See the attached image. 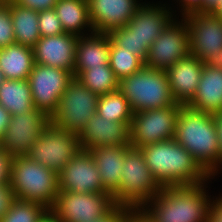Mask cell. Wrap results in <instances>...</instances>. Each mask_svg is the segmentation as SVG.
Returning a JSON list of instances; mask_svg holds the SVG:
<instances>
[{"mask_svg":"<svg viewBox=\"0 0 222 222\" xmlns=\"http://www.w3.org/2000/svg\"><path fill=\"white\" fill-rule=\"evenodd\" d=\"M139 150L161 187L198 185L211 177L174 138L149 144Z\"/></svg>","mask_w":222,"mask_h":222,"instance_id":"6da1fadb","label":"cell"},{"mask_svg":"<svg viewBox=\"0 0 222 222\" xmlns=\"http://www.w3.org/2000/svg\"><path fill=\"white\" fill-rule=\"evenodd\" d=\"M174 139L210 176L218 171L219 141L212 114L181 105Z\"/></svg>","mask_w":222,"mask_h":222,"instance_id":"7a4b0ae2","label":"cell"},{"mask_svg":"<svg viewBox=\"0 0 222 222\" xmlns=\"http://www.w3.org/2000/svg\"><path fill=\"white\" fill-rule=\"evenodd\" d=\"M202 187L203 183L162 187L149 201L154 207L141 209L154 222H207L211 202Z\"/></svg>","mask_w":222,"mask_h":222,"instance_id":"3957f363","label":"cell"},{"mask_svg":"<svg viewBox=\"0 0 222 222\" xmlns=\"http://www.w3.org/2000/svg\"><path fill=\"white\" fill-rule=\"evenodd\" d=\"M9 185L16 199L37 202L48 209L53 207L59 193L58 173L26 155L12 158Z\"/></svg>","mask_w":222,"mask_h":222,"instance_id":"277c9868","label":"cell"},{"mask_svg":"<svg viewBox=\"0 0 222 222\" xmlns=\"http://www.w3.org/2000/svg\"><path fill=\"white\" fill-rule=\"evenodd\" d=\"M170 13L164 7L140 5L126 26L115 28L108 34L119 47L145 62L150 45L172 20Z\"/></svg>","mask_w":222,"mask_h":222,"instance_id":"5b68a950","label":"cell"},{"mask_svg":"<svg viewBox=\"0 0 222 222\" xmlns=\"http://www.w3.org/2000/svg\"><path fill=\"white\" fill-rule=\"evenodd\" d=\"M119 91L129 102L133 113L177 104L170 90L167 72L146 65L121 78Z\"/></svg>","mask_w":222,"mask_h":222,"instance_id":"8992f818","label":"cell"},{"mask_svg":"<svg viewBox=\"0 0 222 222\" xmlns=\"http://www.w3.org/2000/svg\"><path fill=\"white\" fill-rule=\"evenodd\" d=\"M123 165L119 188L112 194L115 204L128 209L145 208L162 187L153 177L139 149L132 147L126 153Z\"/></svg>","mask_w":222,"mask_h":222,"instance_id":"52a82bcc","label":"cell"},{"mask_svg":"<svg viewBox=\"0 0 222 222\" xmlns=\"http://www.w3.org/2000/svg\"><path fill=\"white\" fill-rule=\"evenodd\" d=\"M99 95L85 87L76 77L68 83L61 95L50 123L61 130L80 133L96 113Z\"/></svg>","mask_w":222,"mask_h":222,"instance_id":"ba28073f","label":"cell"},{"mask_svg":"<svg viewBox=\"0 0 222 222\" xmlns=\"http://www.w3.org/2000/svg\"><path fill=\"white\" fill-rule=\"evenodd\" d=\"M116 206L110 193L59 191L50 211L59 222H93L106 217Z\"/></svg>","mask_w":222,"mask_h":222,"instance_id":"9c48e42d","label":"cell"},{"mask_svg":"<svg viewBox=\"0 0 222 222\" xmlns=\"http://www.w3.org/2000/svg\"><path fill=\"white\" fill-rule=\"evenodd\" d=\"M80 149L78 133L49 123L26 156L59 173Z\"/></svg>","mask_w":222,"mask_h":222,"instance_id":"30bf717a","label":"cell"},{"mask_svg":"<svg viewBox=\"0 0 222 222\" xmlns=\"http://www.w3.org/2000/svg\"><path fill=\"white\" fill-rule=\"evenodd\" d=\"M181 104L150 109L133 114L130 146L140 149L149 144L173 139Z\"/></svg>","mask_w":222,"mask_h":222,"instance_id":"8fae6325","label":"cell"},{"mask_svg":"<svg viewBox=\"0 0 222 222\" xmlns=\"http://www.w3.org/2000/svg\"><path fill=\"white\" fill-rule=\"evenodd\" d=\"M73 77L65 69L35 63L28 78L34 107L51 118Z\"/></svg>","mask_w":222,"mask_h":222,"instance_id":"7c38bea8","label":"cell"},{"mask_svg":"<svg viewBox=\"0 0 222 222\" xmlns=\"http://www.w3.org/2000/svg\"><path fill=\"white\" fill-rule=\"evenodd\" d=\"M49 123L50 118L36 107L11 116L0 142L1 149L12 158L27 155Z\"/></svg>","mask_w":222,"mask_h":222,"instance_id":"4fadbf2b","label":"cell"},{"mask_svg":"<svg viewBox=\"0 0 222 222\" xmlns=\"http://www.w3.org/2000/svg\"><path fill=\"white\" fill-rule=\"evenodd\" d=\"M189 53L187 21L184 18V24H178L171 20L150 45L145 65L166 71Z\"/></svg>","mask_w":222,"mask_h":222,"instance_id":"5bb4252c","label":"cell"},{"mask_svg":"<svg viewBox=\"0 0 222 222\" xmlns=\"http://www.w3.org/2000/svg\"><path fill=\"white\" fill-rule=\"evenodd\" d=\"M183 16L189 31L190 54L204 62L222 49V18L199 12Z\"/></svg>","mask_w":222,"mask_h":222,"instance_id":"9a60e30c","label":"cell"},{"mask_svg":"<svg viewBox=\"0 0 222 222\" xmlns=\"http://www.w3.org/2000/svg\"><path fill=\"white\" fill-rule=\"evenodd\" d=\"M59 191L101 193L103 182L91 153L80 149L58 173Z\"/></svg>","mask_w":222,"mask_h":222,"instance_id":"2e32d148","label":"cell"},{"mask_svg":"<svg viewBox=\"0 0 222 222\" xmlns=\"http://www.w3.org/2000/svg\"><path fill=\"white\" fill-rule=\"evenodd\" d=\"M78 37L71 33L41 37L33 47L35 63L74 74Z\"/></svg>","mask_w":222,"mask_h":222,"instance_id":"e0dca14e","label":"cell"},{"mask_svg":"<svg viewBox=\"0 0 222 222\" xmlns=\"http://www.w3.org/2000/svg\"><path fill=\"white\" fill-rule=\"evenodd\" d=\"M131 123L111 122L95 113L78 134L82 150L99 146L130 145Z\"/></svg>","mask_w":222,"mask_h":222,"instance_id":"ac0fdd59","label":"cell"},{"mask_svg":"<svg viewBox=\"0 0 222 222\" xmlns=\"http://www.w3.org/2000/svg\"><path fill=\"white\" fill-rule=\"evenodd\" d=\"M92 29L97 33L126 26L141 5L136 0H88Z\"/></svg>","mask_w":222,"mask_h":222,"instance_id":"d6986e66","label":"cell"},{"mask_svg":"<svg viewBox=\"0 0 222 222\" xmlns=\"http://www.w3.org/2000/svg\"><path fill=\"white\" fill-rule=\"evenodd\" d=\"M203 65L200 59L189 53L166 70L170 90L177 103L187 105L192 100L198 88Z\"/></svg>","mask_w":222,"mask_h":222,"instance_id":"ffe728a7","label":"cell"},{"mask_svg":"<svg viewBox=\"0 0 222 222\" xmlns=\"http://www.w3.org/2000/svg\"><path fill=\"white\" fill-rule=\"evenodd\" d=\"M130 145L99 146L89 150L96 162L103 182V193L111 195L119 188L122 167Z\"/></svg>","mask_w":222,"mask_h":222,"instance_id":"44dd1931","label":"cell"},{"mask_svg":"<svg viewBox=\"0 0 222 222\" xmlns=\"http://www.w3.org/2000/svg\"><path fill=\"white\" fill-rule=\"evenodd\" d=\"M92 36L78 37L73 76L90 67L109 66L111 38L108 33L92 32Z\"/></svg>","mask_w":222,"mask_h":222,"instance_id":"7402d4cb","label":"cell"},{"mask_svg":"<svg viewBox=\"0 0 222 222\" xmlns=\"http://www.w3.org/2000/svg\"><path fill=\"white\" fill-rule=\"evenodd\" d=\"M187 106L209 114L222 112V69L203 65L197 91Z\"/></svg>","mask_w":222,"mask_h":222,"instance_id":"603a6c76","label":"cell"},{"mask_svg":"<svg viewBox=\"0 0 222 222\" xmlns=\"http://www.w3.org/2000/svg\"><path fill=\"white\" fill-rule=\"evenodd\" d=\"M34 65L33 48L17 43L0 48V70L5 79L28 80Z\"/></svg>","mask_w":222,"mask_h":222,"instance_id":"cb8c5ba5","label":"cell"},{"mask_svg":"<svg viewBox=\"0 0 222 222\" xmlns=\"http://www.w3.org/2000/svg\"><path fill=\"white\" fill-rule=\"evenodd\" d=\"M9 4L15 42L33 48L41 38L38 27V11L6 0Z\"/></svg>","mask_w":222,"mask_h":222,"instance_id":"d4e9b609","label":"cell"},{"mask_svg":"<svg viewBox=\"0 0 222 222\" xmlns=\"http://www.w3.org/2000/svg\"><path fill=\"white\" fill-rule=\"evenodd\" d=\"M65 33L81 36L85 26L91 28L88 0H58L54 6Z\"/></svg>","mask_w":222,"mask_h":222,"instance_id":"484cf974","label":"cell"},{"mask_svg":"<svg viewBox=\"0 0 222 222\" xmlns=\"http://www.w3.org/2000/svg\"><path fill=\"white\" fill-rule=\"evenodd\" d=\"M0 104L11 116L32 109L34 105L29 81L5 79L0 84Z\"/></svg>","mask_w":222,"mask_h":222,"instance_id":"4316f807","label":"cell"},{"mask_svg":"<svg viewBox=\"0 0 222 222\" xmlns=\"http://www.w3.org/2000/svg\"><path fill=\"white\" fill-rule=\"evenodd\" d=\"M96 113L108 121L119 123H131L134 114L119 90L99 95Z\"/></svg>","mask_w":222,"mask_h":222,"instance_id":"83f0119b","label":"cell"},{"mask_svg":"<svg viewBox=\"0 0 222 222\" xmlns=\"http://www.w3.org/2000/svg\"><path fill=\"white\" fill-rule=\"evenodd\" d=\"M76 78L98 95L119 90V79L110 66L90 67L80 72Z\"/></svg>","mask_w":222,"mask_h":222,"instance_id":"f1b7e54d","label":"cell"},{"mask_svg":"<svg viewBox=\"0 0 222 222\" xmlns=\"http://www.w3.org/2000/svg\"><path fill=\"white\" fill-rule=\"evenodd\" d=\"M144 65L145 62L140 57L119 47L111 39L109 66L119 80L139 71Z\"/></svg>","mask_w":222,"mask_h":222,"instance_id":"f546056e","label":"cell"},{"mask_svg":"<svg viewBox=\"0 0 222 222\" xmlns=\"http://www.w3.org/2000/svg\"><path fill=\"white\" fill-rule=\"evenodd\" d=\"M49 210L37 202L16 199L0 222H39Z\"/></svg>","mask_w":222,"mask_h":222,"instance_id":"4dcf8cb0","label":"cell"},{"mask_svg":"<svg viewBox=\"0 0 222 222\" xmlns=\"http://www.w3.org/2000/svg\"><path fill=\"white\" fill-rule=\"evenodd\" d=\"M38 27L41 37L55 36L65 33L54 8L38 12Z\"/></svg>","mask_w":222,"mask_h":222,"instance_id":"1f68e13d","label":"cell"},{"mask_svg":"<svg viewBox=\"0 0 222 222\" xmlns=\"http://www.w3.org/2000/svg\"><path fill=\"white\" fill-rule=\"evenodd\" d=\"M15 43L9 4L5 2L0 6V48Z\"/></svg>","mask_w":222,"mask_h":222,"instance_id":"d6a6232c","label":"cell"},{"mask_svg":"<svg viewBox=\"0 0 222 222\" xmlns=\"http://www.w3.org/2000/svg\"><path fill=\"white\" fill-rule=\"evenodd\" d=\"M16 200L13 190L8 184H0V220L8 212Z\"/></svg>","mask_w":222,"mask_h":222,"instance_id":"836d02e7","label":"cell"},{"mask_svg":"<svg viewBox=\"0 0 222 222\" xmlns=\"http://www.w3.org/2000/svg\"><path fill=\"white\" fill-rule=\"evenodd\" d=\"M16 4L35 11L53 9L58 0H13Z\"/></svg>","mask_w":222,"mask_h":222,"instance_id":"e575fe53","label":"cell"},{"mask_svg":"<svg viewBox=\"0 0 222 222\" xmlns=\"http://www.w3.org/2000/svg\"><path fill=\"white\" fill-rule=\"evenodd\" d=\"M93 222H129L128 208L116 206L106 217Z\"/></svg>","mask_w":222,"mask_h":222,"instance_id":"d590c367","label":"cell"},{"mask_svg":"<svg viewBox=\"0 0 222 222\" xmlns=\"http://www.w3.org/2000/svg\"><path fill=\"white\" fill-rule=\"evenodd\" d=\"M12 157L0 148V184L9 183Z\"/></svg>","mask_w":222,"mask_h":222,"instance_id":"8d00e7d4","label":"cell"},{"mask_svg":"<svg viewBox=\"0 0 222 222\" xmlns=\"http://www.w3.org/2000/svg\"><path fill=\"white\" fill-rule=\"evenodd\" d=\"M210 204L207 222H222V197Z\"/></svg>","mask_w":222,"mask_h":222,"instance_id":"74e56055","label":"cell"},{"mask_svg":"<svg viewBox=\"0 0 222 222\" xmlns=\"http://www.w3.org/2000/svg\"><path fill=\"white\" fill-rule=\"evenodd\" d=\"M213 120L216 127L219 145V164H222V112L214 113ZM221 162V163H220Z\"/></svg>","mask_w":222,"mask_h":222,"instance_id":"f35d334b","label":"cell"},{"mask_svg":"<svg viewBox=\"0 0 222 222\" xmlns=\"http://www.w3.org/2000/svg\"><path fill=\"white\" fill-rule=\"evenodd\" d=\"M129 222H154L142 209H128Z\"/></svg>","mask_w":222,"mask_h":222,"instance_id":"ab89813d","label":"cell"},{"mask_svg":"<svg viewBox=\"0 0 222 222\" xmlns=\"http://www.w3.org/2000/svg\"><path fill=\"white\" fill-rule=\"evenodd\" d=\"M10 119L11 114L0 104V142L9 125Z\"/></svg>","mask_w":222,"mask_h":222,"instance_id":"60d3db41","label":"cell"},{"mask_svg":"<svg viewBox=\"0 0 222 222\" xmlns=\"http://www.w3.org/2000/svg\"><path fill=\"white\" fill-rule=\"evenodd\" d=\"M204 0H181L183 2L182 6L184 8L183 15L196 12L202 5Z\"/></svg>","mask_w":222,"mask_h":222,"instance_id":"b9f144b4","label":"cell"},{"mask_svg":"<svg viewBox=\"0 0 222 222\" xmlns=\"http://www.w3.org/2000/svg\"><path fill=\"white\" fill-rule=\"evenodd\" d=\"M203 64L208 67L222 69V49L217 54L210 55Z\"/></svg>","mask_w":222,"mask_h":222,"instance_id":"7bdbcfd3","label":"cell"},{"mask_svg":"<svg viewBox=\"0 0 222 222\" xmlns=\"http://www.w3.org/2000/svg\"><path fill=\"white\" fill-rule=\"evenodd\" d=\"M220 0H204L203 5L196 11L199 13H213Z\"/></svg>","mask_w":222,"mask_h":222,"instance_id":"ee69618b","label":"cell"},{"mask_svg":"<svg viewBox=\"0 0 222 222\" xmlns=\"http://www.w3.org/2000/svg\"><path fill=\"white\" fill-rule=\"evenodd\" d=\"M39 222H59L57 217L49 210Z\"/></svg>","mask_w":222,"mask_h":222,"instance_id":"f6af8a7d","label":"cell"},{"mask_svg":"<svg viewBox=\"0 0 222 222\" xmlns=\"http://www.w3.org/2000/svg\"><path fill=\"white\" fill-rule=\"evenodd\" d=\"M212 14L222 18V0L219 1L216 10Z\"/></svg>","mask_w":222,"mask_h":222,"instance_id":"bcb514c9","label":"cell"},{"mask_svg":"<svg viewBox=\"0 0 222 222\" xmlns=\"http://www.w3.org/2000/svg\"><path fill=\"white\" fill-rule=\"evenodd\" d=\"M5 80L3 73L0 70V84Z\"/></svg>","mask_w":222,"mask_h":222,"instance_id":"7dc6e473","label":"cell"},{"mask_svg":"<svg viewBox=\"0 0 222 222\" xmlns=\"http://www.w3.org/2000/svg\"><path fill=\"white\" fill-rule=\"evenodd\" d=\"M5 2H6V0H0V6Z\"/></svg>","mask_w":222,"mask_h":222,"instance_id":"c3c4849f","label":"cell"}]
</instances>
